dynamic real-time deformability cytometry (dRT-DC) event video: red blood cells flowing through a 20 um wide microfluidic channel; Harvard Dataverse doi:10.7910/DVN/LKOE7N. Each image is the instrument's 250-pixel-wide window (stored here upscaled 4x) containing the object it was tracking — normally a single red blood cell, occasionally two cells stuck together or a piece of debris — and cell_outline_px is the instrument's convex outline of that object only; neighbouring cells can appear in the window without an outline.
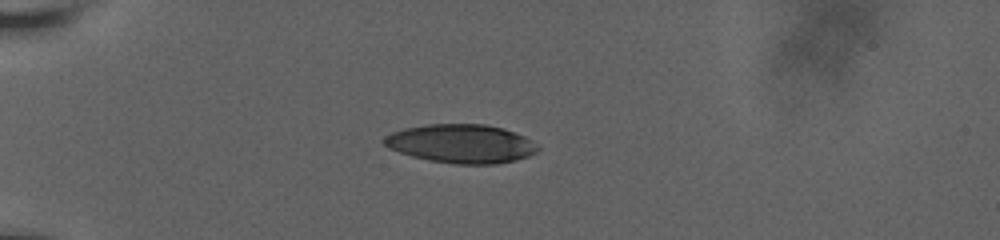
{"species": "human", "species_latin": "Homo sapiens", "temperature_condition": "room temperature", "stored_images_in_passage": 41, "camera_frame_rate_fps": 3000, "um_per_image_px": 0.085, "donor": {"sex": "male"}, "frame": {"image": 1, "passage_image": 1, "time_ms": 0.0, "image_size_px": [1000, 240], "cell_outline_px": [[540, 148], [536, 152], [528, 156], [516, 160], [496, 164], [452, 164], [428, 160], [412, 156], [388, 148], [380, 140], [384, 136], [392, 132], [404, 128], [424, 124], [484, 124], [504, 128], [524, 136], [540, 144]], "centroid_in_image_um": [39.2, 12.21], "position_along_channel_um": 45.8, "area_um2": 35.08}}
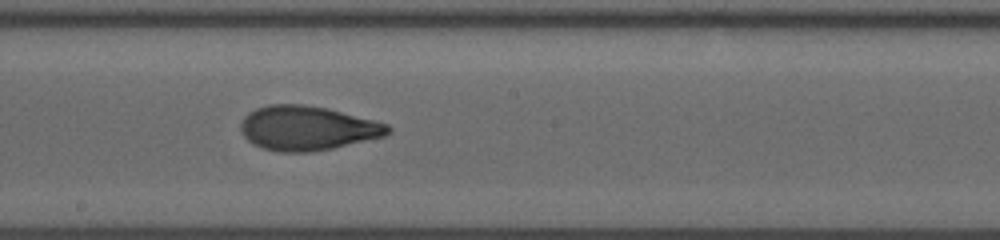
{"frame": {"image": 2, "passage_image": 18, "time_ms": 5.667, "image_size_px": [1000, 240], "cell_outline_px": [[392, 132], [384, 136], [332, 148], [312, 152], [280, 152], [264, 148], [252, 144], [240, 132], [240, 124], [244, 116], [248, 112], [256, 108], [268, 104], [304, 104], [328, 108], [388, 124], [392, 128]], "centroid_in_image_um": [26.1, 10.88], "position_along_channel_um": 222.1, "area_um2": 38.21}}
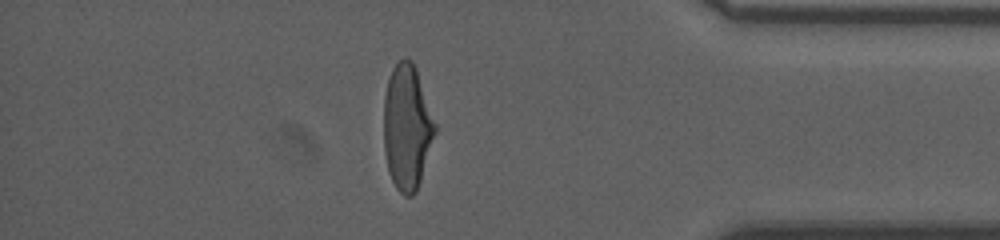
{"frame": {"image": 3, "passage_image": 34, "time_ms": 11.0, "image_size_px": [1000, 240], "cell_outline_px": [[436, 132], [416, 192], [412, 196], [404, 196], [396, 188], [388, 172], [384, 152], [384, 96], [388, 76], [392, 68], [404, 56], [408, 56], [412, 60], [416, 68], [436, 124]], "centroid_in_image_um": [34.58, 10.78], "position_along_channel_um": 400.6, "area_um2": 37.57}, "authors_computed_cell_mechanics": {"area_um2": 37.57, "velocity_mm_per_s": 3.8179, "shape_relaxation_time_tau1_ms": 5.1512, "shape_relaxation_time_tau2_ms": 2.0259, "deformation_change_tau1": 0.2213, "deformation_change_tau2": 0.0734}}